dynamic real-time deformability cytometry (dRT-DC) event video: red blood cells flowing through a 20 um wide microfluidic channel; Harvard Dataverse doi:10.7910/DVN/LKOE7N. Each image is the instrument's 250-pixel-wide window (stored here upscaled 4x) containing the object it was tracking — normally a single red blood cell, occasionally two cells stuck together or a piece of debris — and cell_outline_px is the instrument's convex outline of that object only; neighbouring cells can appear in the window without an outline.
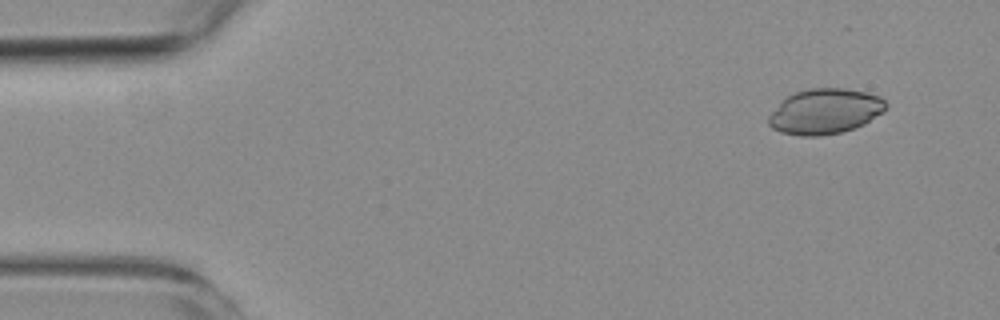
{"species": "common noctule bat (a hibernating species)", "species_latin": "Nyctalus noctula", "temperature_condition": "room temperature", "stored_images_in_passage": 8, "camera_frame_rate_fps": 3000, "um_per_image_px": 0.085, "animal": {"sex": "female", "body_mass_g": 19.3, "forearm_length_mm": 54.1}, "frame": {"image": 1, "passage_image": 1, "time_ms": 0.0, "image_size_px": [1000, 320], "cell_outline_px": [[888, 108], [884, 112], [864, 124], [840, 132], [820, 136], [800, 136], [780, 132], [772, 128], [768, 124], [768, 116], [780, 100], [796, 92], [812, 88], [844, 88], [868, 92], [880, 96], [888, 104]], "centroid_in_image_um": [70.13, 9.46], "position_along_channel_um": 14.9, "area_um2": 31.21}}
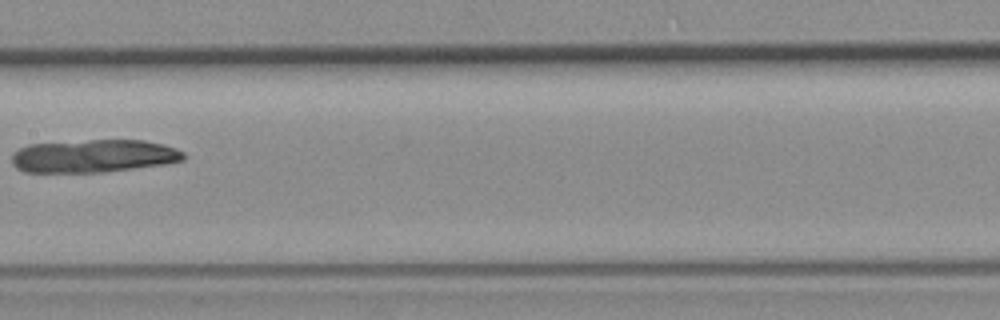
{"frame": {"image": 2, "passage_image": 7, "time_ms": 7.667, "image_size_px": [1000, 320], "cell_outline_px": [[184, 160], [164, 164], [104, 172], [24, 172], [16, 168], [12, 164], [12, 152], [28, 144], [88, 140], [144, 140], [176, 148], [184, 152]], "centroid_in_image_um": [7.92, 13.26], "position_along_channel_um": 199.5, "area_um2": 33.0}}